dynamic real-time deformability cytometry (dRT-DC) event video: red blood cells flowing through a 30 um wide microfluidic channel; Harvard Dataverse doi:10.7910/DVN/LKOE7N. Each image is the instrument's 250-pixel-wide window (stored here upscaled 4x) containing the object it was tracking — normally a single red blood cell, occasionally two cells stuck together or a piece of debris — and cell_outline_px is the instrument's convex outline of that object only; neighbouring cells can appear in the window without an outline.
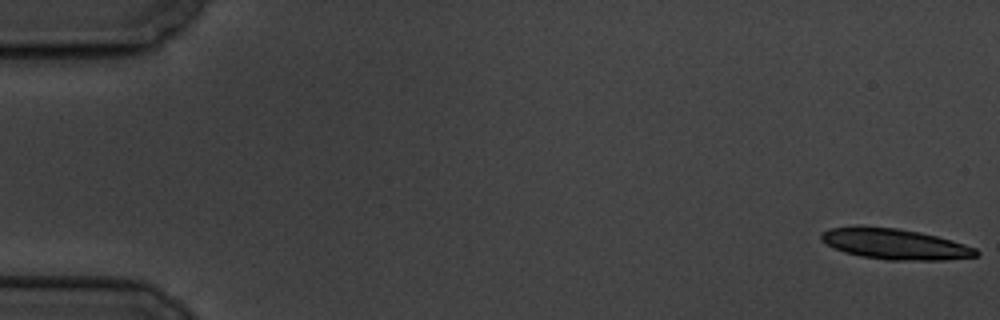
{"species": "common noctule bat (a hibernating species)", "species_latin": "Nyctalus noctula", "temperature_condition": "cold", "stored_images_in_passage": 6, "camera_frame_rate_fps": 3000, "um_per_image_px": 0.085, "animal": {"sex": "male", "body_mass_g": 19.5, "forearm_length_mm": 54.6}, "frame": {"image": 1, "passage_image": 1, "time_ms": 0.0, "image_size_px": [1000, 320], "cell_outline_px": [[980, 252], [976, 256], [944, 260], [888, 260], [860, 256], [844, 252], [820, 240], [820, 232], [828, 228], [856, 224], [896, 228], [920, 232], [952, 240], [976, 248]], "centroid_in_image_um": [76.0, 20.71], "position_along_channel_um": 9.0, "area_um2": 28.09}}